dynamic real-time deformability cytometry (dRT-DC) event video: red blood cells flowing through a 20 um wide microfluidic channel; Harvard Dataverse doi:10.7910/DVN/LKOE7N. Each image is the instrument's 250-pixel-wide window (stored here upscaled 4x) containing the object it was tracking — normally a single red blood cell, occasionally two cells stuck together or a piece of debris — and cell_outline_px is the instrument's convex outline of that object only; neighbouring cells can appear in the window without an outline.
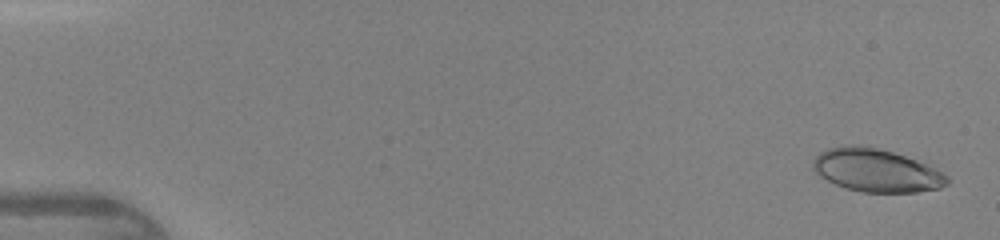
{"species": "human", "species_latin": "Homo sapiens", "temperature_condition": "warm", "stored_images_in_passage": 45, "camera_frame_rate_fps": 3000, "um_per_image_px": 0.085, "donor": {"sex": "female"}, "frame": {"image": 1, "passage_image": 2, "time_ms": 0.333, "image_size_px": [1000, 240], "cell_outline_px": [[948, 184], [940, 188], [916, 192], [864, 192], [848, 188], [836, 184], [820, 176], [812, 168], [812, 160], [820, 152], [828, 148], [852, 144], [860, 144], [892, 152], [916, 160], [948, 176]], "centroid_in_image_um": [74.44, 14.48], "position_along_channel_um": 10.6, "area_um2": 33.23}}
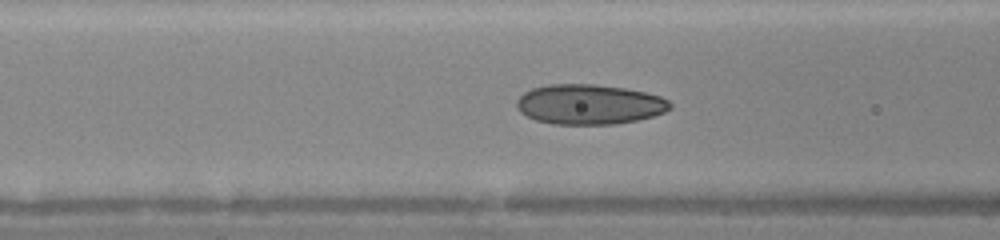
{"frame": {"image": 2, "passage_image": 19, "time_ms": 6.0, "image_size_px": [1000, 240], "cell_outline_px": [[672, 108], [664, 112], [652, 116], [636, 120], [616, 124], [552, 124], [536, 120], [520, 112], [516, 108], [516, 100], [524, 92], [532, 88], [548, 84], [596, 84], [624, 88], [644, 92], [660, 96], [668, 100], [672, 104]], "centroid_in_image_um": [50.07, 8.87], "position_along_channel_um": 116.5, "area_um2": 35.84}}
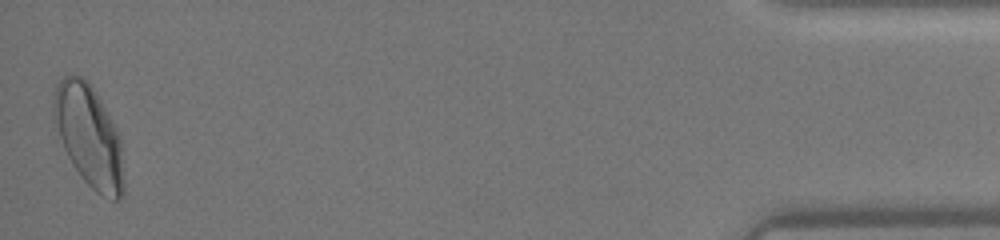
{"frame": {"image": 3, "passage_image": 45, "time_ms": 14.667, "image_size_px": [1000, 240], "cell_outline_px": [[124, 196], [120, 200], [112, 200], [96, 192], [84, 180], [72, 164], [64, 148], [52, 112], [52, 108], [56, 88], [60, 80], [64, 76], [72, 72], [88, 80], [96, 92], [112, 120], [120, 136], [124, 180]], "centroid_in_image_um": [7.59, 11.56], "position_along_channel_um": 427.6, "area_um2": 41.5}}